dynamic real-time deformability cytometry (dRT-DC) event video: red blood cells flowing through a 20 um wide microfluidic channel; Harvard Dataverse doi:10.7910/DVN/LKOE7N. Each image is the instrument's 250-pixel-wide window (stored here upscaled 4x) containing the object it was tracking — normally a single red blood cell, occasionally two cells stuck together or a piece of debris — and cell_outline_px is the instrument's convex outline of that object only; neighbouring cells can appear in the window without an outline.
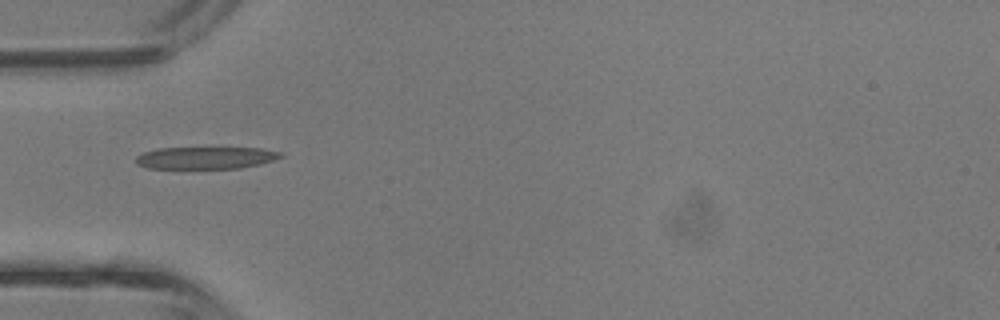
{"species": "common noctule bat (a hibernating species)", "species_latin": "Nyctalus noctula", "temperature_condition": "room temperature", "stored_images_in_passage": 1, "camera_frame_rate_fps": 3000, "um_per_image_px": 0.085, "animal": {"sex": "male", "body_mass_g": 13.3}, "frame": {"image": 1, "passage_image": 1, "time_ms": 0.0, "image_size_px": [1000, 320], "cell_outline_px": [[284, 156], [260, 164], [240, 168], [148, 168], [136, 164], [136, 156], [144, 152], [156, 148], [260, 148], [280, 152]], "centroid_in_image_um": [17.46, 13.41], "position_along_channel_um": 67.5, "area_um2": 18.55}}